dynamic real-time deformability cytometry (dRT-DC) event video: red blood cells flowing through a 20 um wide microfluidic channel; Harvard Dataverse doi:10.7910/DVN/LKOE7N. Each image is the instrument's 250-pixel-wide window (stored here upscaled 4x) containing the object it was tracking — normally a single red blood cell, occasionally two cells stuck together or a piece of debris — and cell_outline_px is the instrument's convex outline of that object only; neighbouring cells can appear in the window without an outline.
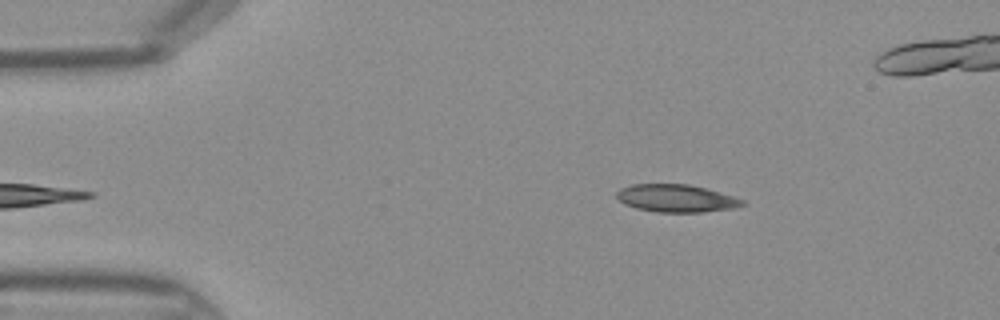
{"species": "Egyptian fruit bat (a non-hibernating species)", "species_latin": "Rousettus aegyptiacus", "temperature_condition": "warm", "stored_images_in_passage": 32, "camera_frame_rate_fps": 3000, "um_per_image_px": 0.085, "frame": {"image": 1, "passage_image": 1, "time_ms": 0.0, "image_size_px": [1000, 320], "cell_outline_px": [[744, 204], [732, 208], [700, 212], [656, 212], [636, 208], [624, 204], [616, 196], [616, 192], [620, 188], [632, 184], [688, 184], [704, 188], [732, 196], [744, 200]], "centroid_in_image_um": [57.42, 16.85], "position_along_channel_um": 27.6, "area_um2": 20.0}}
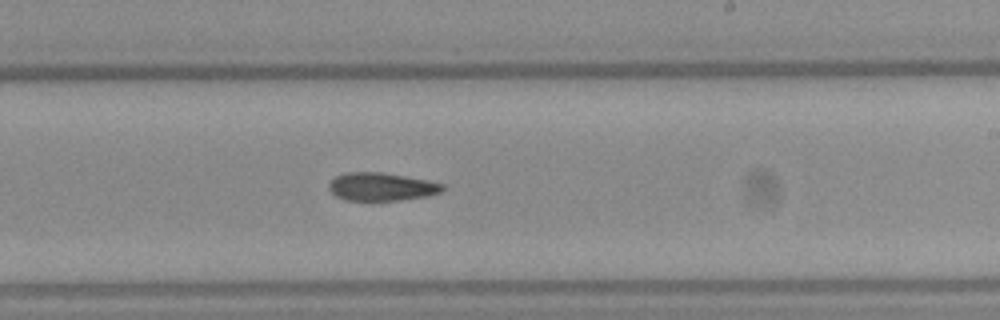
{"frame": {"image": 2, "passage_image": 20, "time_ms": 6.333, "image_size_px": [1000, 320], "cell_outline_px": [[444, 188], [440, 192], [428, 196], [400, 200], [344, 200], [336, 196], [328, 188], [328, 184], [336, 176], [344, 172], [380, 172], [428, 180], [444, 184]], "centroid_in_image_um": [32.41, 15.87], "position_along_channel_um": 256.6, "area_um2": 18.55}}
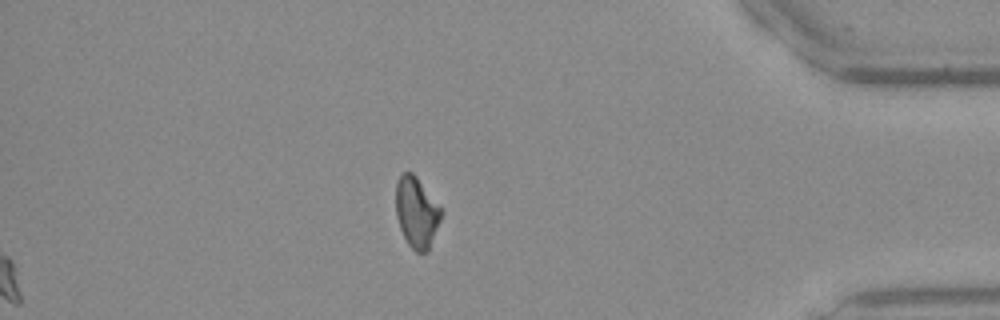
{"frame": {"image": 3, "passage_image": 32, "time_ms": 10.333, "image_size_px": [1000, 320], "cell_outline_px": [[444, 212], [428, 252], [416, 252], [408, 244], [400, 228], [396, 216], [396, 180], [404, 172], [412, 172], [416, 176], [444, 208]], "centroid_in_image_um": [35.45, 18.03], "position_along_channel_um": 399.8, "area_um2": 19.07}}